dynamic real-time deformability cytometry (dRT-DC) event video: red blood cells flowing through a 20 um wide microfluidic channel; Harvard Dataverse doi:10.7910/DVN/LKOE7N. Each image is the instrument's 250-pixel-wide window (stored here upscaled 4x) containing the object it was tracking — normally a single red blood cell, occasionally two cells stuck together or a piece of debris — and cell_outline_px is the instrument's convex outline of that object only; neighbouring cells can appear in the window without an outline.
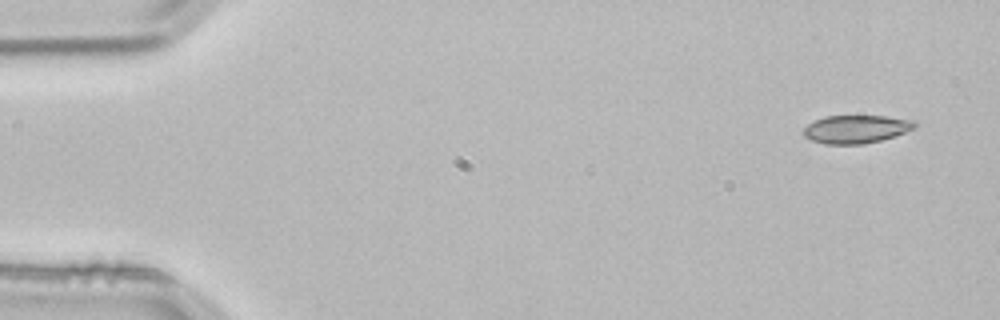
{"species": "common noctule bat (a hibernating species)", "species_latin": "Nyctalus noctula", "temperature_condition": "room temperature", "stored_images_in_passage": 3, "camera_frame_rate_fps": 3000, "um_per_image_px": 0.085, "animal": {"sex": "male", "body_mass_g": 21.5, "forearm_length_mm": 52.0}, "frame": {"image": 1, "passage_image": 1, "time_ms": 0.0, "image_size_px": [1000, 320], "cell_outline_px": [[920, 124], [916, 128], [880, 140], [864, 144], [824, 144], [812, 140], [804, 136], [804, 128], [808, 124], [824, 116], [884, 116], [916, 120]], "centroid_in_image_um": [72.81, 10.97], "position_along_channel_um": 12.2, "area_um2": 18.21}}
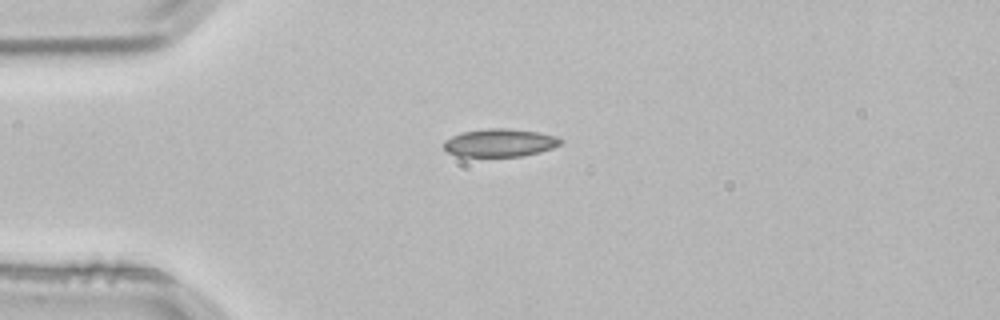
{"frame": {"image": 2, "passage_image": 3, "time_ms": 0.667, "image_size_px": [1000, 320], "cell_outline_px": [[564, 140], [560, 144], [552, 148], [540, 152], [524, 156], [456, 156], [448, 152], [444, 148], [444, 140], [452, 136], [464, 132], [488, 128], [504, 128], [540, 132], [560, 136]], "centroid_in_image_um": [42.53, 12.13], "position_along_channel_um": 42.5, "area_um2": 19.13}}